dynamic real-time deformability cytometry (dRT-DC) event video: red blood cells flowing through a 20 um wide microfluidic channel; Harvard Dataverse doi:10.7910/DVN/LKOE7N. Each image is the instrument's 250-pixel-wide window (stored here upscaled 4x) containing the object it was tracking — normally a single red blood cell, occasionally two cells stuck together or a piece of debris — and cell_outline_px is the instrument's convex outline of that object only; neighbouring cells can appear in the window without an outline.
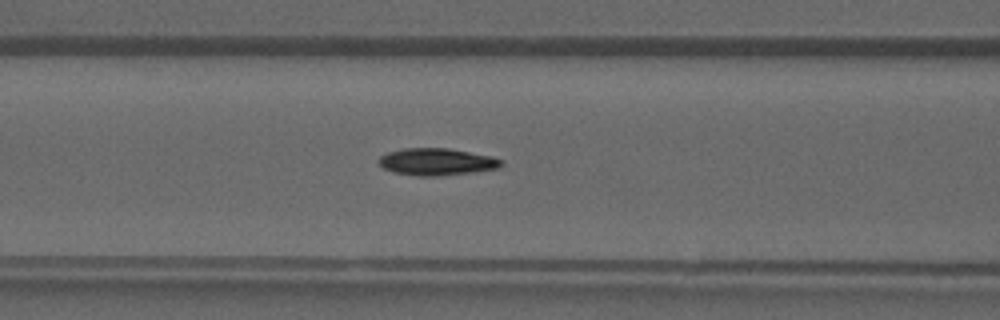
{"species": "common noctule bat (a hibernating species)", "species_latin": "Nyctalus noctula", "temperature_condition": "warm", "stored_images_in_passage": 40, "camera_frame_rate_fps": 3000, "um_per_image_px": 0.085, "animal": {"sex": "male", "forearm_length_mm": 52.5}, "frame": {"image": 1, "passage_image": 17, "time_ms": 5.333, "image_size_px": [1000, 320], "cell_outline_px": [[504, 164], [500, 168], [472, 172], [440, 176], [416, 176], [392, 172], [384, 168], [376, 160], [380, 156], [388, 152], [404, 148], [448, 148], [492, 156], [500, 160]], "centroid_in_image_um": [37.1, 13.75], "position_along_channel_um": 129.5, "area_um2": 19.42}}
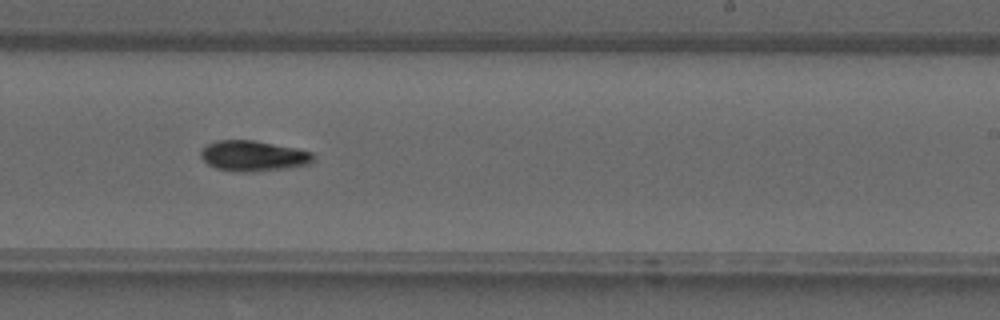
{"frame": {"image": 2, "passage_image": 25, "time_ms": 8.0, "image_size_px": [1000, 320], "cell_outline_px": [[312, 164], [284, 168], [252, 172], [236, 172], [216, 168], [208, 164], [200, 156], [200, 148], [216, 140], [252, 140], [296, 148], [312, 152]], "centroid_in_image_um": [21.49, 13.25], "position_along_channel_um": 267.5, "area_um2": 20.0}}
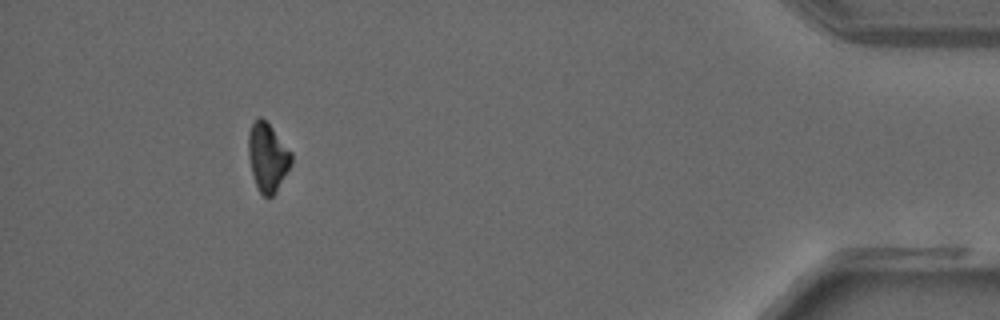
{"frame": {"image": 3, "passage_image": 37, "time_ms": 12.0, "image_size_px": [1000, 320], "cell_outline_px": [[292, 164], [272, 196], [264, 196], [260, 192], [256, 184], [252, 172], [248, 156], [248, 132], [252, 124], [260, 116], [272, 128], [292, 152]], "centroid_in_image_um": [22.74, 13.34], "position_along_channel_um": 412.5, "area_um2": 16.82}}